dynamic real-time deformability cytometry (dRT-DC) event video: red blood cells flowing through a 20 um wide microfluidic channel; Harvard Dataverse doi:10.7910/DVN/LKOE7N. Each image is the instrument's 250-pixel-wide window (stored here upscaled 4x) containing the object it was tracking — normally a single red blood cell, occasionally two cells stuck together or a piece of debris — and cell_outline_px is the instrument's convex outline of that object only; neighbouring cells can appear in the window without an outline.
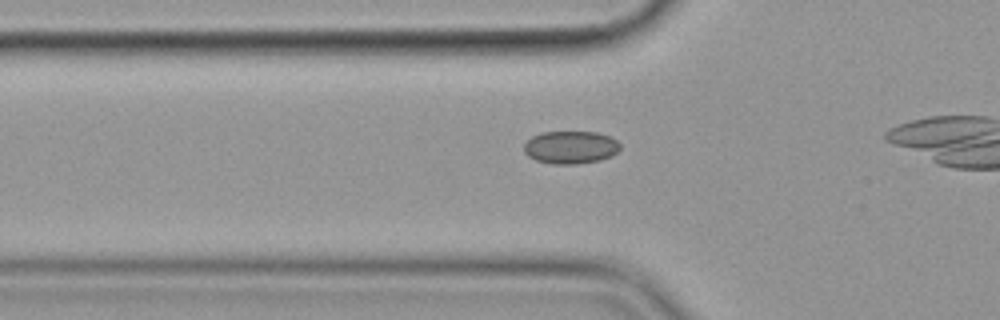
{"species": "common noctule bat (a hibernating species)", "species_latin": "Nyctalus noctula", "temperature_condition": "cold", "stored_images_in_passage": 24, "camera_frame_rate_fps": 3000, "um_per_image_px": 0.085, "animal": {"sex": "female", "body_mass_g": 19.9}, "frame": {"image": 1, "passage_image": 11, "time_ms": 3.333, "image_size_px": [1000, 320], "cell_outline_px": [[620, 148], [612, 156], [600, 160], [576, 164], [552, 164], [536, 160], [528, 156], [524, 152], [524, 144], [532, 136], [540, 132], [596, 132], [608, 136], [616, 140], [620, 144]], "centroid_in_image_um": [48.48, 12.52], "position_along_channel_um": 77.3, "area_um2": 18.38}}
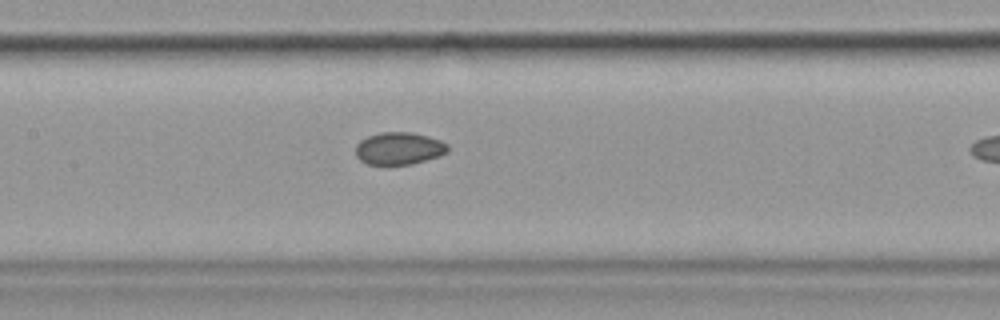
{"frame": {"image": 2, "passage_image": 19, "time_ms": 6.0, "image_size_px": [1000, 320], "cell_outline_px": [[448, 152], [440, 156], [412, 164], [368, 164], [360, 160], [356, 156], [356, 144], [360, 140], [368, 136], [380, 132], [412, 132], [428, 136], [440, 140], [448, 144]], "centroid_in_image_um": [33.92, 12.61], "position_along_channel_um": 173.5, "area_um2": 17.46}}
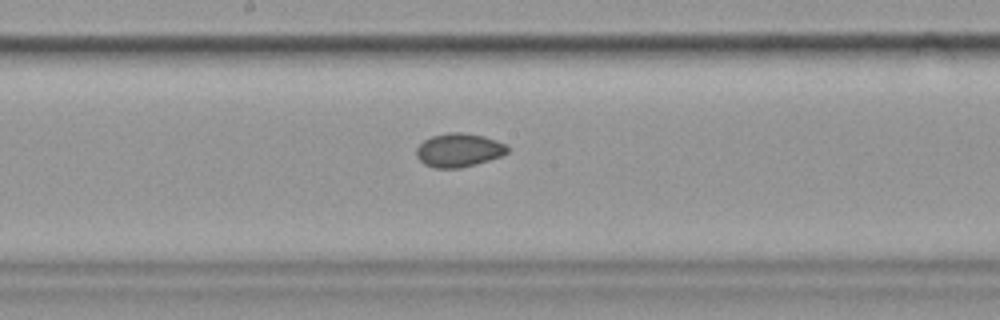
{"frame": {"image": 3, "passage_image": 22, "time_ms": 7.0, "image_size_px": [1000, 320], "cell_outline_px": [[508, 152], [500, 156], [476, 164], [460, 168], [436, 168], [424, 164], [416, 156], [416, 148], [424, 140], [432, 136], [448, 132], [460, 132], [484, 136], [496, 140], [504, 144], [508, 148]], "centroid_in_image_um": [38.97, 12.76], "position_along_channel_um": 209.2, "area_um2": 17.74}}